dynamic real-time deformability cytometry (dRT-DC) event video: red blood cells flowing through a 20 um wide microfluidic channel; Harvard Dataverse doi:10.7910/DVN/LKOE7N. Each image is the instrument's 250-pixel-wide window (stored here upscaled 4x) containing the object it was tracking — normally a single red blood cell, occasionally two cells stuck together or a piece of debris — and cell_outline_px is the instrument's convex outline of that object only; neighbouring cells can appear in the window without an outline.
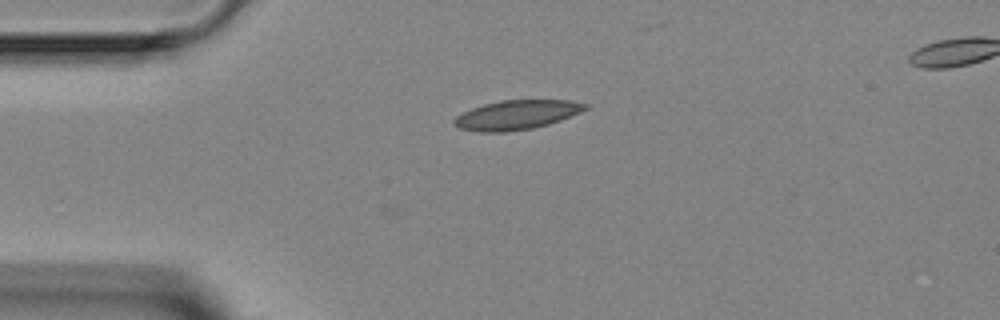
{"species": "Egyptian fruit bat (a non-hibernating species)", "species_latin": "Rousettus aegyptiacus", "temperature_condition": "room temperature", "stored_images_in_passage": 7, "camera_frame_rate_fps": 3000, "um_per_image_px": 0.085, "animal": {"sex": "female"}, "frame": {"image": 1, "passage_image": 3, "time_ms": 3.0, "image_size_px": [1000, 320], "cell_outline_px": [[588, 108], [580, 112], [560, 120], [548, 124], [532, 128], [504, 132], [480, 132], [460, 128], [452, 124], [452, 120], [456, 116], [472, 108], [484, 104], [500, 100], [568, 100], [588, 104]], "centroid_in_image_um": [43.89, 9.76], "position_along_channel_um": 41.1, "area_um2": 22.31}}
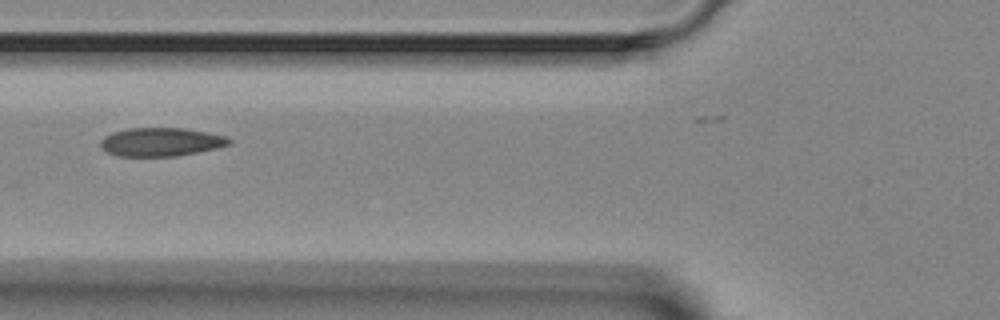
{"frame": {"image": 2, "passage_image": 5, "time_ms": 5.333, "image_size_px": [1000, 320], "cell_outline_px": [[232, 144], [216, 148], [176, 156], [116, 156], [100, 148], [100, 140], [104, 136], [112, 132], [128, 128], [184, 128], [208, 132], [228, 136], [232, 140]], "centroid_in_image_um": [13.68, 12.06], "position_along_channel_um": 112.1, "area_um2": 21.56}}
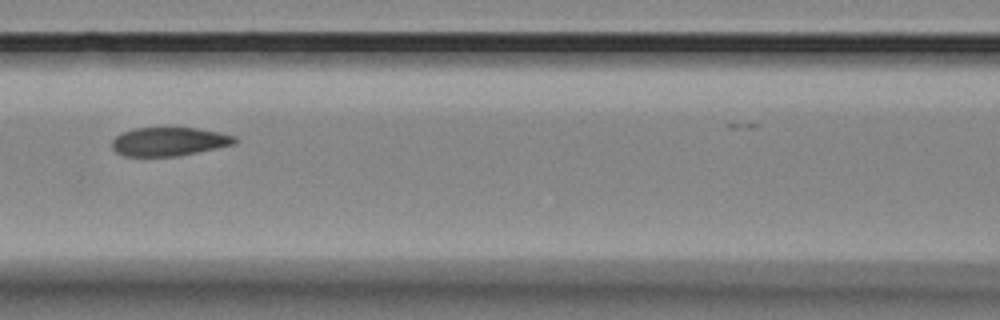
{"frame": {"image": 3, "passage_image": 6, "time_ms": 6.333, "image_size_px": [1000, 320], "cell_outline_px": [[240, 140], [236, 144], [180, 156], [124, 156], [116, 152], [112, 148], [112, 140], [120, 132], [136, 128], [196, 128], [236, 136]], "centroid_in_image_um": [14.38, 12.04], "position_along_channel_um": 152.2, "area_um2": 20.63}}